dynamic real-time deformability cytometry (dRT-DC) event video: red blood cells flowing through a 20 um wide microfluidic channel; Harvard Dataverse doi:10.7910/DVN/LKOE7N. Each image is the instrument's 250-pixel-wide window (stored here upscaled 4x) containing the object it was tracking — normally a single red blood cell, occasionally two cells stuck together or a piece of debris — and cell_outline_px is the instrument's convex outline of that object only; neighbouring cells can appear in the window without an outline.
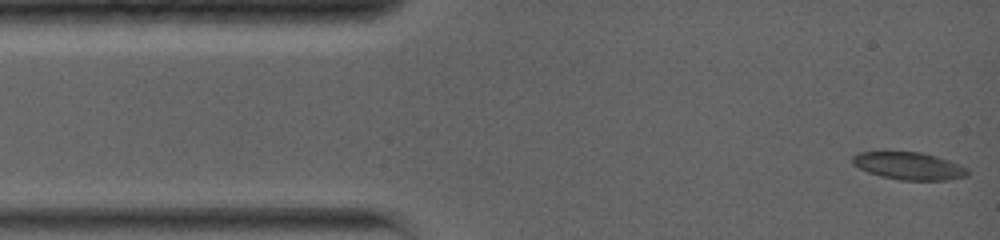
{"species": "common noctule bat (a hibernating species)", "species_latin": "Nyctalus noctula", "temperature_condition": "warm", "stored_images_in_passage": 38, "camera_frame_rate_fps": 5000, "um_per_image_px": 0.085, "animal": {"sex": "female", "body_mass_g": 19.0, "forearm_length_mm": 56.7}, "frame": {"image": 1, "passage_image": 1, "time_ms": 0.0, "image_size_px": [1000, 240], "cell_outline_px": [[968, 176], [944, 180], [900, 180], [880, 176], [868, 172], [852, 164], [852, 156], [860, 152], [920, 152], [936, 156], [960, 164], [968, 168]], "centroid_in_image_um": [77.26, 14.11], "position_along_channel_um": 7.7, "area_um2": 18.38}}
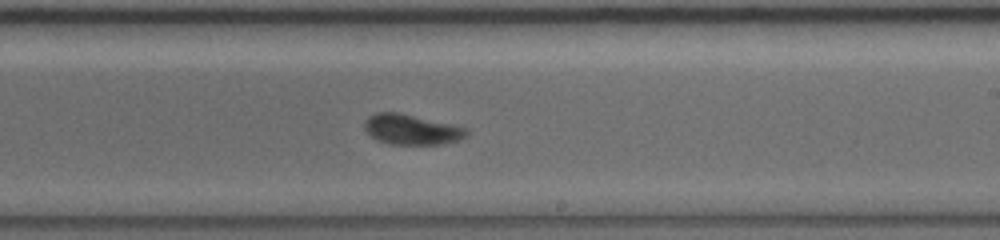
{"frame": {"image": 2, "passage_image": 17, "time_ms": 8.2, "image_size_px": [1000, 240], "cell_outline_px": [[468, 132], [460, 140], [444, 144], [388, 144], [376, 140], [364, 128], [364, 120], [368, 116], [376, 112], [400, 112], [468, 128]], "centroid_in_image_um": [34.96, 11.0], "position_along_channel_um": 254.0, "area_um2": 18.09}}
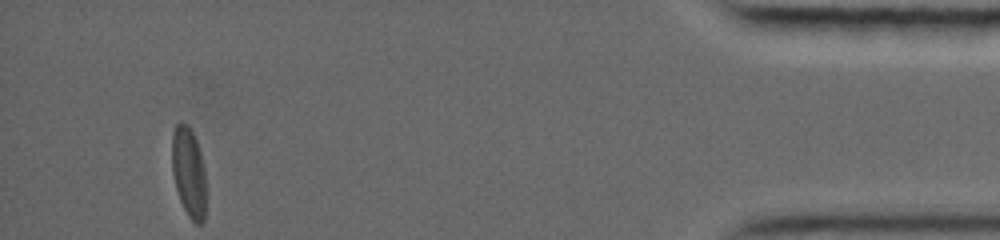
{"frame": {"image": 3, "passage_image": 38, "time_ms": 14.6, "image_size_px": [1000, 240], "cell_outline_px": [[204, 220], [200, 224], [196, 224], [188, 216], [180, 200], [176, 188], [172, 172], [172, 132], [176, 124], [180, 120], [188, 124], [196, 140], [200, 152], [204, 168]], "centroid_in_image_um": [16.01, 14.59], "position_along_channel_um": 419.2, "area_um2": 17.69}, "authors_computed_cell_mechanics": {"area_um2": 18.0625, "velocity_mm_per_s": 3.8877, "shape_relaxation_time_tau1_ms": 4.6311, "shape_relaxation_time_tau2_ms": 2.1607, "deformation_change_tau1": 0.1534, "deformation_change_tau2": 0.0575}}